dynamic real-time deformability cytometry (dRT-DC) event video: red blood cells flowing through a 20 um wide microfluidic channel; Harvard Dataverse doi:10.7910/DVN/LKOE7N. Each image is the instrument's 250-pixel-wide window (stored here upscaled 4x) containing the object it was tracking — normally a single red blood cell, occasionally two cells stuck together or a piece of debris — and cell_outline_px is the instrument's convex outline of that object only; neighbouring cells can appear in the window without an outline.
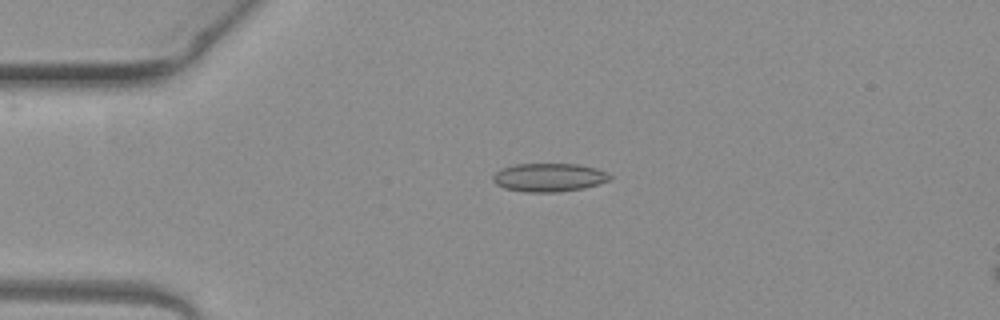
{"species": "common noctule bat (a hibernating species)", "species_latin": "Nyctalus noctula", "temperature_condition": "warm", "stored_images_in_passage": 7, "camera_frame_rate_fps": 3000, "um_per_image_px": 0.085, "animal": {"sex": "female", "body_mass_g": 19.3, "forearm_length_mm": 54.1}, "frame": {"image": 1, "passage_image": 4, "time_ms": 1.0, "image_size_px": [1000, 320], "cell_outline_px": [[612, 176], [608, 180], [584, 188], [556, 192], [524, 192], [504, 188], [496, 184], [492, 180], [492, 176], [500, 168], [516, 164], [576, 164], [596, 168]], "centroid_in_image_um": [46.6, 15.08], "position_along_channel_um": 38.4, "area_um2": 19.25}}
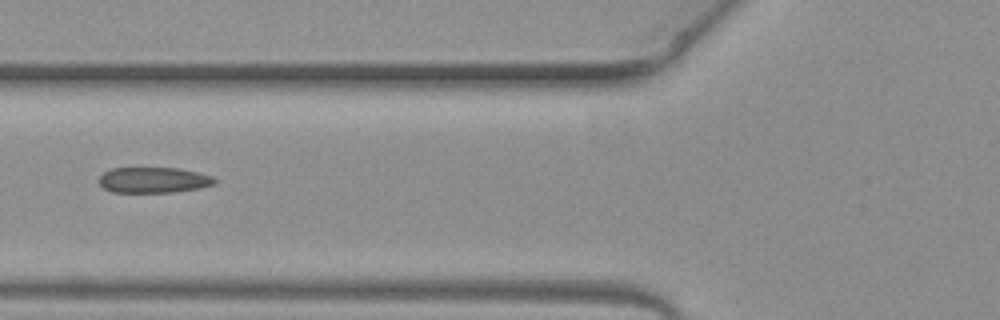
{"frame": {"image": 2, "passage_image": 6, "time_ms": 1.667, "image_size_px": [1000, 320], "cell_outline_px": [[216, 184], [200, 188], [172, 192], [112, 192], [104, 188], [96, 180], [104, 172], [112, 168], [180, 168], [212, 176], [216, 180]], "centroid_in_image_um": [13.04, 15.3], "position_along_channel_um": 112.8, "area_um2": 17.34}}
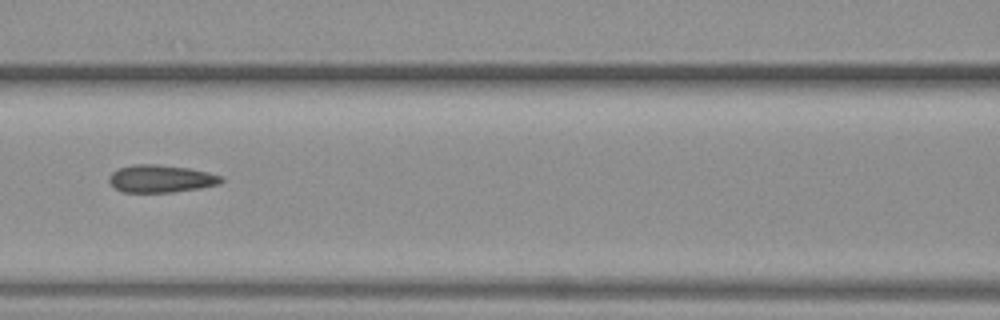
{"frame": {"image": 3, "passage_image": 7, "time_ms": 2.0, "image_size_px": [1000, 320], "cell_outline_px": [[224, 180], [220, 184], [200, 188], [172, 192], [124, 192], [116, 188], [108, 180], [112, 172], [120, 168], [132, 164], [156, 164], [188, 168], [208, 172], [224, 176]], "centroid_in_image_um": [13.72, 15.18], "position_along_channel_um": 152.9, "area_um2": 17.98}}